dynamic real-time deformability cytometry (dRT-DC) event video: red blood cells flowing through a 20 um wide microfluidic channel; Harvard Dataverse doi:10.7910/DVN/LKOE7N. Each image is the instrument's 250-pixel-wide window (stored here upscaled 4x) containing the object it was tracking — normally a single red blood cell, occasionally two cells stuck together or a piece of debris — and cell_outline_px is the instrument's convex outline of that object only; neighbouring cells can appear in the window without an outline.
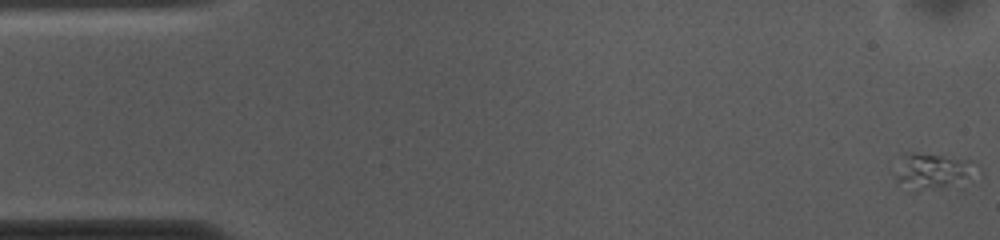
{"species": "common noctule bat (a hibernating species)", "species_latin": "Nyctalus noctula", "temperature_condition": "cold", "stored_images_in_passage": 55, "camera_frame_rate_fps": 3000, "um_per_image_px": 0.085, "animal": {"sex": "female", "body_mass_g": 10.0, "forearm_length_mm": 53.1}, "frame": {"image": 1, "passage_image": 1, "time_ms": 0.0, "image_size_px": [1000, 240], "cell_outline_px": [[972, 160], [964, 192], [960, 192], [916, 188], [896, 180], [896, 176], [908, 156], [912, 152], [916, 152]], "centroid_in_image_um": [79.47, 14.65], "position_along_channel_um": 5.5, "area_um2": 16.36}}
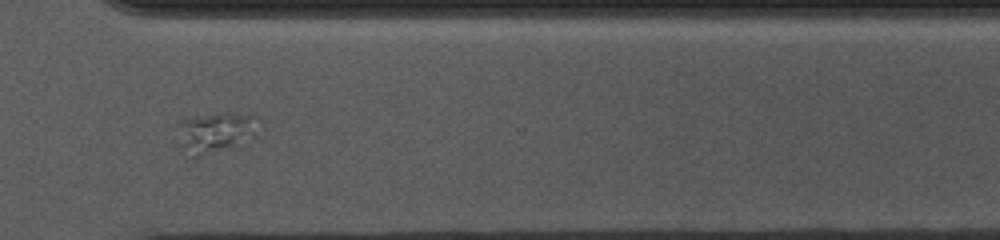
{"frame": {"image": 2, "passage_image": 40, "time_ms": 13.0, "image_size_px": [1000, 240], "cell_outline_px": [[264, 124], [260, 140], [248, 148], [200, 156], [192, 156], [180, 148], [180, 144], [184, 120], [224, 112], [228, 112], [260, 116]], "centroid_in_image_um": [18.74, 11.33], "position_along_channel_um": 351.9, "area_um2": 20.81}}
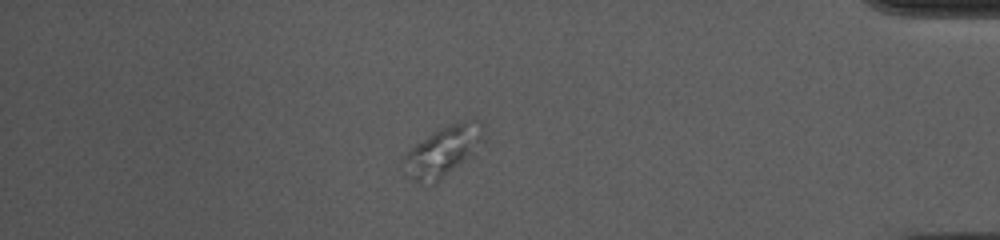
{"frame": {"image": 3, "passage_image": 47, "time_ms": 15.333, "image_size_px": [1000, 240], "cell_outline_px": [[488, 124], [484, 140], [472, 152], [432, 184], [420, 184], [408, 180], [404, 160], [404, 156], [416, 144], [436, 128], [468, 120], [480, 120]], "centroid_in_image_um": [37.67, 12.79], "position_along_channel_um": 397.5, "area_um2": 22.89}}